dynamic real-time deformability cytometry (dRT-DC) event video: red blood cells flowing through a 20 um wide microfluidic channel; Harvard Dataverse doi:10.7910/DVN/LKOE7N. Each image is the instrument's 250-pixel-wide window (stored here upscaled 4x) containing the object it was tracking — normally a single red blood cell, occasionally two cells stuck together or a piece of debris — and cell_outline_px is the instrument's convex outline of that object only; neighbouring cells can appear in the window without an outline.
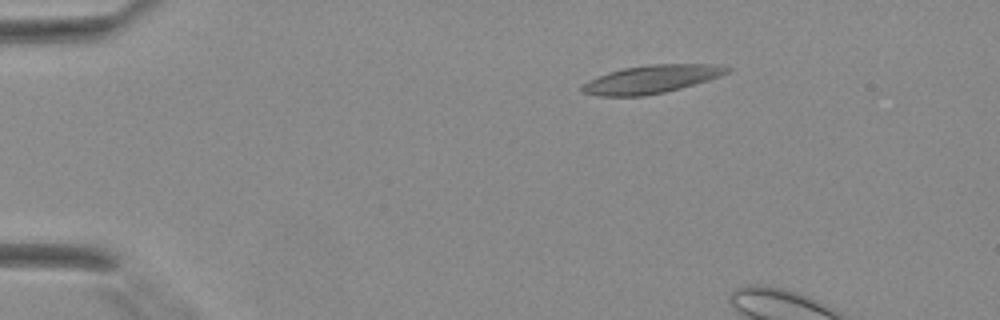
{"species": "Egyptian fruit bat (a non-hibernating species)", "species_latin": "Rousettus aegyptiacus", "temperature_condition": "warm", "stored_images_in_passage": 3, "camera_frame_rate_fps": 3000, "um_per_image_px": 0.085, "animal": {"sex": "female"}, "frame": {"image": 1, "passage_image": 1, "time_ms": 0.0, "image_size_px": [1000, 320], "cell_outline_px": [[732, 68], [728, 72], [720, 76], [708, 80], [680, 88], [664, 92], [644, 96], [596, 96], [580, 92], [580, 88], [588, 80], [608, 72], [624, 68], [652, 64], [716, 64]], "centroid_in_image_um": [55.34, 6.74], "position_along_channel_um": 29.7, "area_um2": 23.7}}